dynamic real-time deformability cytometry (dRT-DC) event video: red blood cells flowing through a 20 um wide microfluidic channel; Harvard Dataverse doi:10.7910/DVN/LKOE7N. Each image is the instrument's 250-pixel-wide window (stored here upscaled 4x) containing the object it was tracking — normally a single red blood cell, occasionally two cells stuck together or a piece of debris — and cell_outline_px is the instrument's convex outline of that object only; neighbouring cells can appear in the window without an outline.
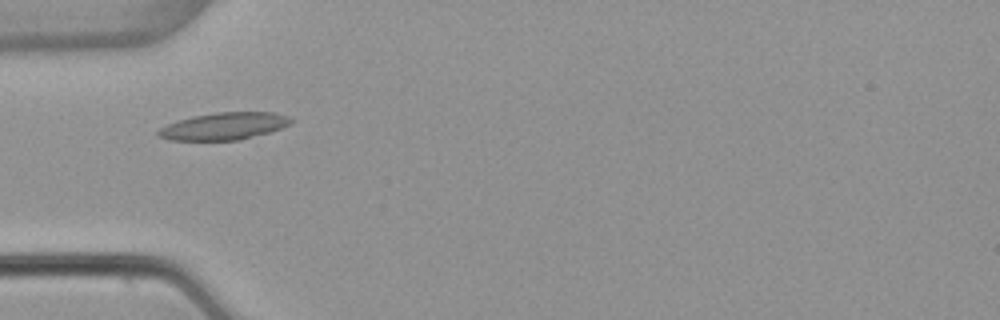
{"species": "common noctule bat (a hibernating species)", "species_latin": "Nyctalus noctula", "temperature_condition": "warm", "stored_images_in_passage": 44, "camera_frame_rate_fps": 3000, "um_per_image_px": 0.085, "animal": {"sex": "female", "body_mass_g": 22.7, "forearm_length_mm": 54.2}, "frame": {"image": 1, "passage_image": 8, "time_ms": 2.333, "image_size_px": [1000, 320], "cell_outline_px": [[292, 124], [268, 132], [240, 140], [168, 140], [156, 136], [156, 132], [160, 128], [176, 120], [192, 116], [216, 112], [272, 112], [288, 116], [292, 120]], "centroid_in_image_um": [18.99, 10.72], "position_along_channel_um": 66.0, "area_um2": 21.1}}
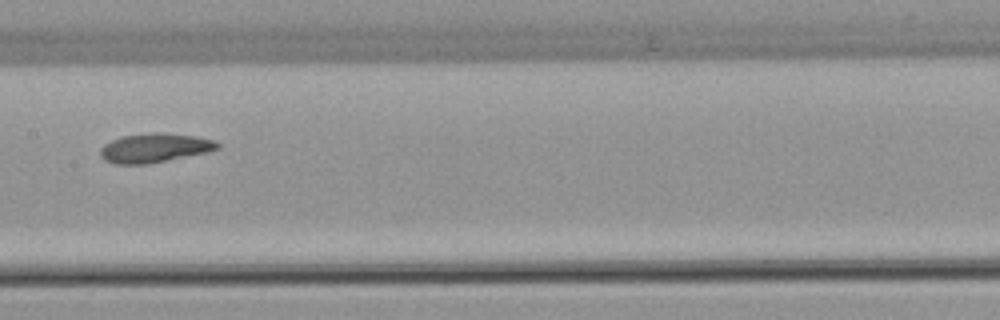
{"frame": {"image": 2, "passage_image": 18, "time_ms": 5.667, "image_size_px": [1000, 320], "cell_outline_px": [[220, 148], [208, 152], [148, 164], [116, 164], [104, 160], [100, 156], [100, 148], [104, 144], [112, 140], [124, 136], [152, 132], [160, 132], [196, 136], [216, 140], [220, 144]], "centroid_in_image_um": [13.16, 12.57], "position_along_channel_um": 194.2, "area_um2": 20.0}}
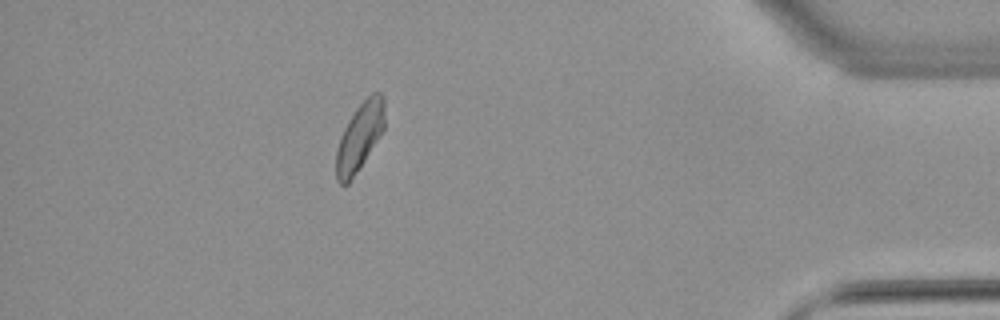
{"frame": {"image": 3, "passage_image": 38, "time_ms": 12.333, "image_size_px": [1000, 320], "cell_outline_px": [[384, 128], [364, 160], [348, 184], [340, 184], [336, 180], [336, 152], [340, 136], [348, 120], [356, 108], [372, 92], [380, 92], [384, 96]], "centroid_in_image_um": [30.55, 11.61], "position_along_channel_um": 404.6, "area_um2": 18.84}, "authors_computed_cell_mechanics": {"area_um2": 19.7098, "velocity_mm_per_s": 3.8549, "shape_relaxation_time_tau1_ms": 10.3941, "shape_relaxation_time_tau2_ms": 5.193, "deformation_change_tau1": 0.1585, "deformation_change_tau2": 0.1331}}